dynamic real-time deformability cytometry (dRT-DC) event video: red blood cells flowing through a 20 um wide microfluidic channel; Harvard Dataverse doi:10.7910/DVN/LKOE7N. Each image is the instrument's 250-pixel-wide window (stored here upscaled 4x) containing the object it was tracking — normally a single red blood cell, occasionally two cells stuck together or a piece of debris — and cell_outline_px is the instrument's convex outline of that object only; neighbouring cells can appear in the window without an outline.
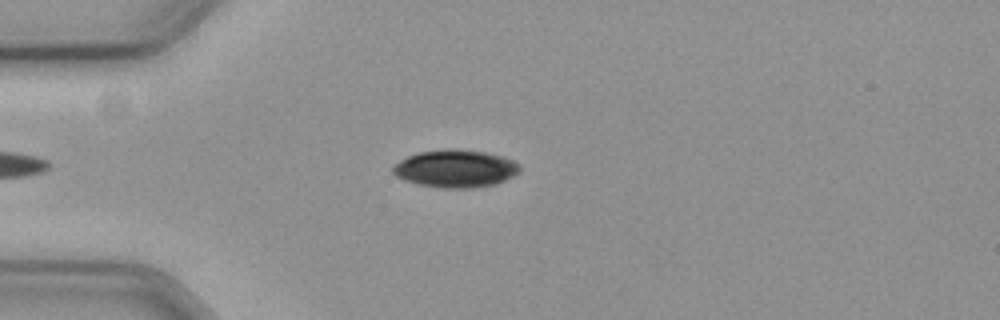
{"species": "common noctule bat (a hibernating species)", "species_latin": "Nyctalus noctula", "temperature_condition": "cold", "stored_images_in_passage": 40, "camera_frame_rate_fps": 3000, "um_per_image_px": 0.085, "animal": {"sex": "female", "body_mass_g": 19.3, "forearm_length_mm": 54.1}, "frame": {"image": 1, "passage_image": 2, "time_ms": 0.333, "image_size_px": [1000, 320], "cell_outline_px": [[520, 172], [496, 184], [476, 188], [444, 188], [420, 184], [404, 180], [396, 176], [392, 172], [392, 168], [400, 160], [408, 156], [420, 152], [448, 148], [484, 152], [500, 156], [512, 160], [520, 164]], "centroid_in_image_um": [38.72, 14.34], "position_along_channel_um": 46.3, "area_um2": 27.63}}
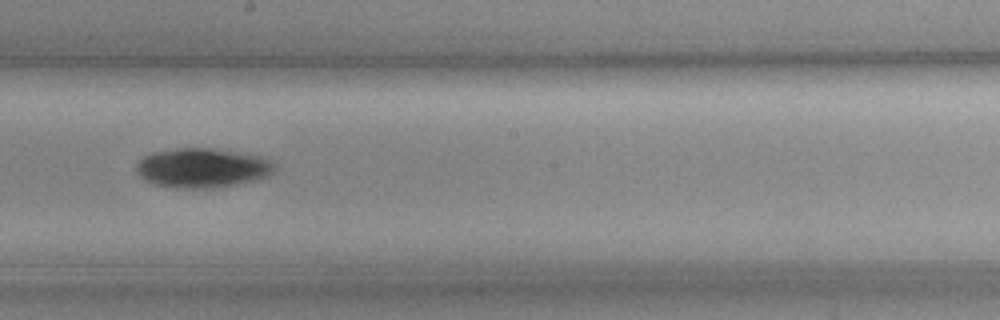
{"frame": {"image": 2, "passage_image": 19, "time_ms": 6.0, "image_size_px": [1000, 320], "cell_outline_px": [[276, 168], [268, 176], [256, 180], [212, 188], [176, 188], [156, 184], [140, 176], [136, 168], [136, 164], [144, 156], [152, 152], [176, 148], [212, 148], [260, 156], [268, 160]], "centroid_in_image_um": [17.18, 14.26], "position_along_channel_um": 231.0, "area_um2": 31.44}}
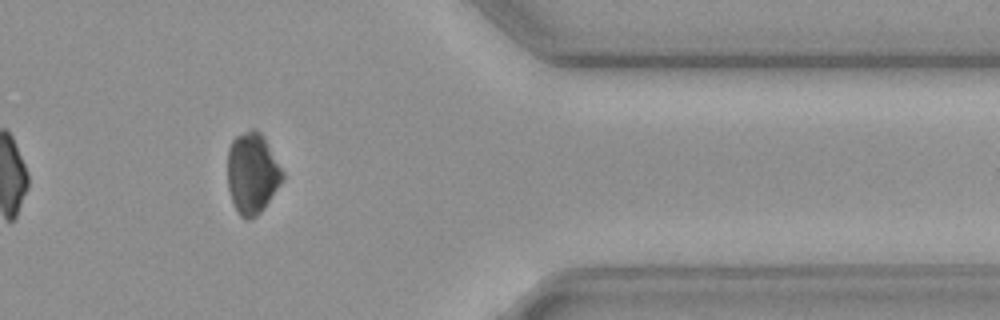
{"frame": {"image": 3, "passage_image": 34, "time_ms": 11.0, "image_size_px": [1000, 320], "cell_outline_px": [[284, 176], [264, 208], [256, 216], [248, 220], [244, 220], [240, 216], [232, 200], [228, 188], [228, 148], [232, 140], [236, 136], [252, 128], [256, 128], [264, 136], [284, 172]], "centroid_in_image_um": [21.43, 14.7], "position_along_channel_um": 390.0, "area_um2": 25.89}}